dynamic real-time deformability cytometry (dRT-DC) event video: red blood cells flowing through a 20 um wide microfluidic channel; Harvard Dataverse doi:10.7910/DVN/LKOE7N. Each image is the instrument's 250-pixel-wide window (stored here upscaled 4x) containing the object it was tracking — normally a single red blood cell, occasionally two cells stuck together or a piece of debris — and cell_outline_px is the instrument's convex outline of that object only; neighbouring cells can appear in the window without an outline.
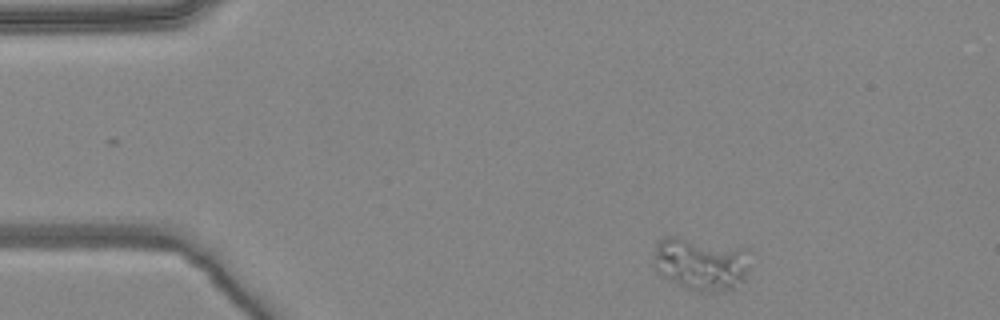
{"species": "common noctule bat (a hibernating species)", "species_latin": "Nyctalus noctula", "temperature_condition": "warm", "stored_images_in_passage": 4, "camera_frame_rate_fps": 3000, "um_per_image_px": 0.085, "animal": {"sex": "female", "body_mass_g": 24.6, "forearm_length_mm": 56.2}, "frame": {"image": 1, "passage_image": 1, "time_ms": 0.0, "image_size_px": [1000, 320], "cell_outline_px": [[752, 248], [748, 268], [744, 280], [736, 288], [720, 292], [700, 292], [684, 288], [656, 272], [652, 260], [656, 244], [664, 236], [676, 236]], "centroid_in_image_um": [59.62, 22.41], "position_along_channel_um": 25.4, "area_um2": 30.87}}